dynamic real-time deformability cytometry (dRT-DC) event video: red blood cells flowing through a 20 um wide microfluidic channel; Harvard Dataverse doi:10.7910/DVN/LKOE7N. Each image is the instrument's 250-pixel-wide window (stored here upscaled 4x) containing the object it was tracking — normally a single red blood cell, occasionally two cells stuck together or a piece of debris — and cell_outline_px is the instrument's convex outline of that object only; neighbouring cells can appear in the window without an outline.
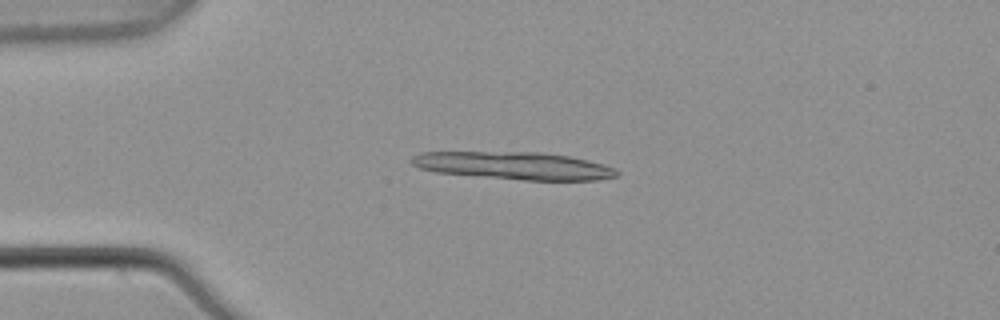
{"species": "common noctule bat (a hibernating species)", "species_latin": "Nyctalus noctula", "temperature_condition": "warm", "stored_images_in_passage": 5, "camera_frame_rate_fps": 3000, "um_per_image_px": 0.085, "animal": {"sex": "male", "body_mass_g": 21.5, "forearm_length_mm": 52.0}, "frame": {"image": 1, "passage_image": 4, "time_ms": 1.0, "image_size_px": [1000, 320], "cell_outline_px": [[620, 176], [596, 180], [524, 180], [436, 172], [420, 168], [412, 164], [408, 160], [412, 156], [420, 152], [540, 152], [568, 156], [588, 160], [604, 164], [616, 168], [620, 172]], "centroid_in_image_um": [43.72, 14.08], "position_along_channel_um": 41.3, "area_um2": 33.06}}